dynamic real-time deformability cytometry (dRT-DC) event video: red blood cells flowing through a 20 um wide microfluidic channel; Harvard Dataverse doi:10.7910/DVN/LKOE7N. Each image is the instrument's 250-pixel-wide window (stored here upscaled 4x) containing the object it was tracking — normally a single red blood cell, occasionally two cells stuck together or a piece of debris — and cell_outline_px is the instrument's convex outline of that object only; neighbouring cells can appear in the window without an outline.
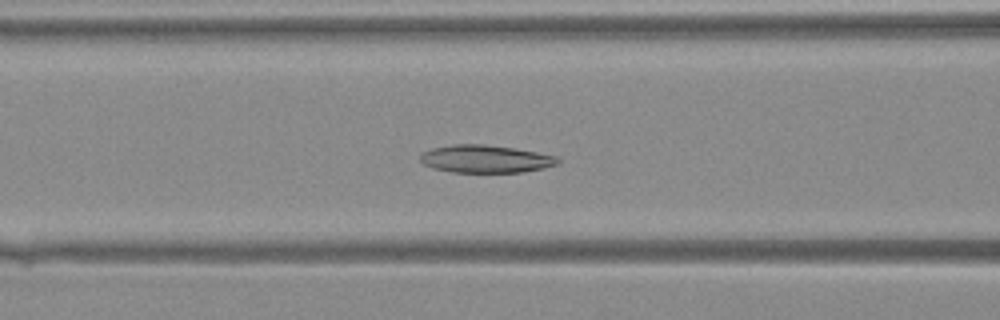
{"species": "Egyptian fruit bat (a non-hibernating species)", "species_latin": "Rousettus aegyptiacus", "temperature_condition": "warm", "stored_images_in_passage": 44, "camera_frame_rate_fps": 3000, "um_per_image_px": 0.085, "animal": {"sex": "female"}, "frame": {"image": 1, "passage_image": 19, "time_ms": 6.0, "image_size_px": [1000, 320], "cell_outline_px": [[560, 164], [544, 168], [524, 172], [452, 172], [432, 168], [424, 164], [420, 160], [420, 156], [424, 152], [432, 148], [452, 144], [484, 144], [516, 148], [556, 156], [560, 160]], "centroid_in_image_um": [41.29, 13.51], "position_along_channel_um": 125.3, "area_um2": 22.31}}
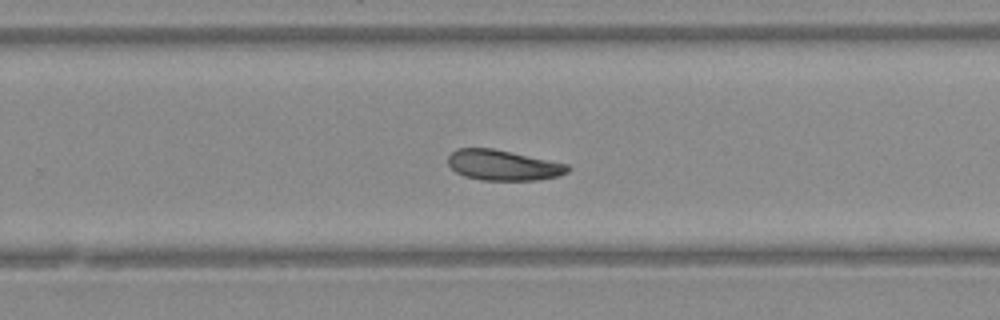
{"frame": {"image": 2, "passage_image": 29, "time_ms": 9.333, "image_size_px": [1000, 320], "cell_outline_px": [[572, 168], [568, 172], [560, 176], [536, 180], [480, 180], [464, 176], [456, 172], [448, 164], [448, 156], [456, 148], [492, 148], [512, 152], [568, 164]], "centroid_in_image_um": [42.78, 14.04], "position_along_channel_um": 287.0, "area_um2": 21.33}}
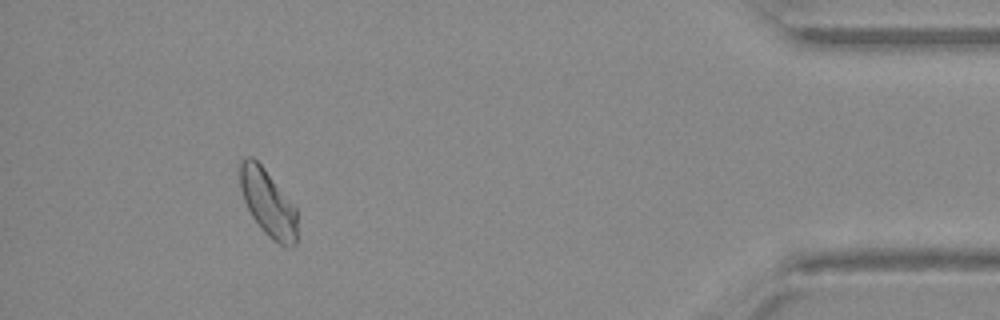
{"frame": {"image": 3, "passage_image": 40, "time_ms": 13.0, "image_size_px": [1000, 320], "cell_outline_px": [[296, 244], [292, 248], [288, 248], [280, 244], [268, 236], [260, 228], [252, 216], [244, 200], [240, 188], [240, 160], [248, 156], [252, 156], [264, 168], [296, 208]], "centroid_in_image_um": [22.77, 17.26], "position_along_channel_um": 412.4, "area_um2": 22.02}}